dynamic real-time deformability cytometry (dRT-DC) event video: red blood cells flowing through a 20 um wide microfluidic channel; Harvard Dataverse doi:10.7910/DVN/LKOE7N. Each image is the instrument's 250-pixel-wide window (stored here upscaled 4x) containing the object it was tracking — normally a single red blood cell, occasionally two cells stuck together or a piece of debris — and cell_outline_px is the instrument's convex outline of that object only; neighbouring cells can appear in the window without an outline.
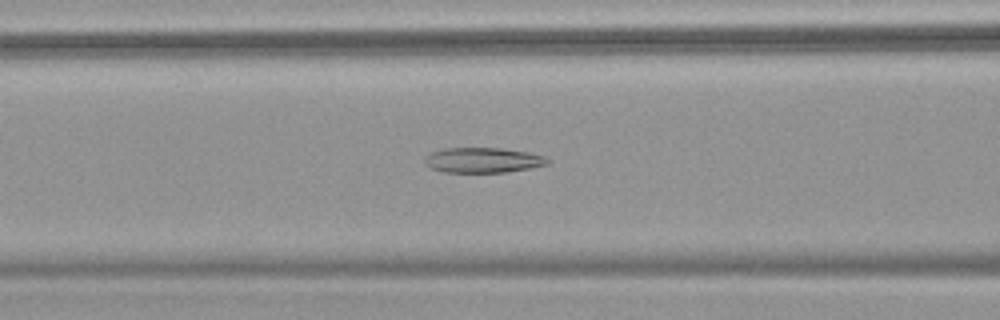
{"species": "common noctule bat (a hibernating species)", "species_latin": "Nyctalus noctula", "temperature_condition": "warm", "stored_images_in_passage": 37, "camera_frame_rate_fps": 3000, "um_per_image_px": 0.085, "animal": {"sex": "female", "body_mass_g": 18.4}, "frame": {"image": 1, "passage_image": 14, "time_ms": 4.333, "image_size_px": [1000, 320], "cell_outline_px": [[548, 164], [508, 172], [444, 172], [432, 168], [424, 164], [424, 156], [432, 152], [444, 148], [500, 148], [528, 152], [544, 156], [548, 160]], "centroid_in_image_um": [41.01, 13.61], "position_along_channel_um": 125.6, "area_um2": 17.92}}
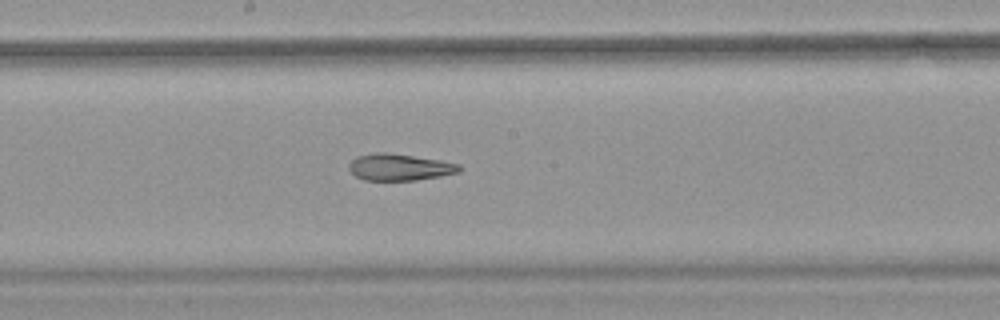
{"frame": {"image": 2, "passage_image": 21, "time_ms": 6.667, "image_size_px": [1000, 320], "cell_outline_px": [[464, 168], [460, 172], [440, 176], [416, 180], [364, 180], [356, 176], [348, 168], [348, 164], [356, 156], [376, 152], [388, 152], [440, 160], [460, 164]], "centroid_in_image_um": [33.98, 14.2], "position_along_channel_um": 214.2, "area_um2": 17.28}}
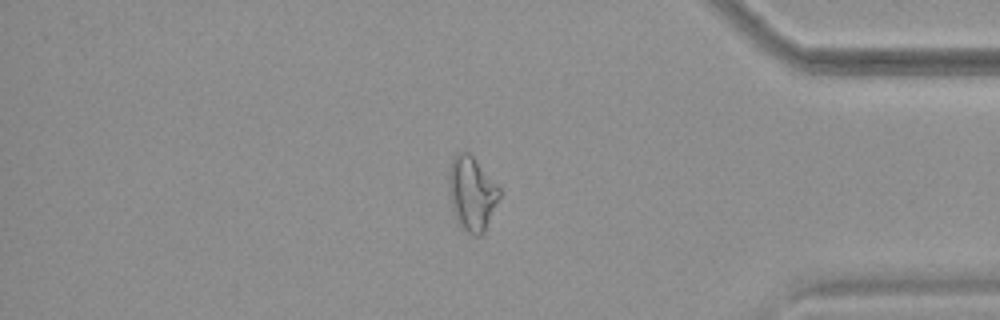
{"frame": {"image": 3, "passage_image": 37, "time_ms": 12.0, "image_size_px": [1000, 320], "cell_outline_px": [[500, 196], [484, 232], [480, 236], [472, 236], [456, 220], [452, 208], [448, 192], [448, 172], [452, 160], [456, 152], [468, 152], [472, 156], [500, 188]], "centroid_in_image_um": [40.08, 16.45], "position_along_channel_um": 395.1, "area_um2": 21.73}, "authors_computed_cell_mechanics": {"area_um2": 18.4382, "velocity_mm_per_s": 3.8091, "shape_relaxation_time_tau1_ms": null, "shape_relaxation_time_tau2_ms": 4.2271, "deformation_change_tau1": null, "deformation_change_tau2": 0.1263}}